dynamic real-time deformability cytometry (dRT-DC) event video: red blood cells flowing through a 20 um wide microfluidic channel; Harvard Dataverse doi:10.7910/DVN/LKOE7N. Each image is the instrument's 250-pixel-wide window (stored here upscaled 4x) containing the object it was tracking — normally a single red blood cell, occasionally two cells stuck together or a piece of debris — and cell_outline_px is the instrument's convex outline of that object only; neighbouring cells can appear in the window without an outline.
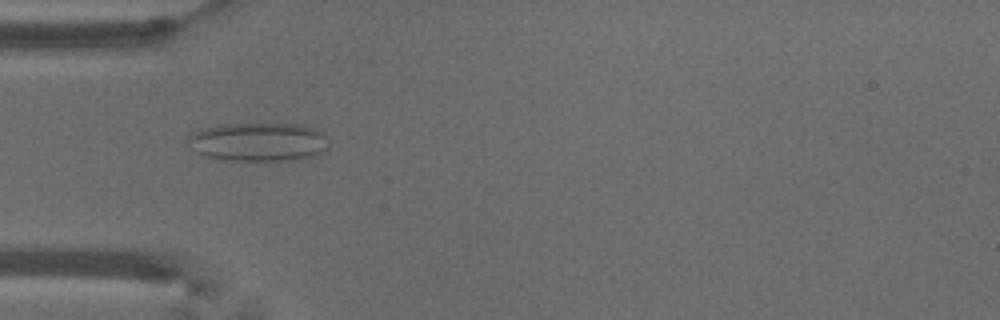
{"species": "common noctule bat (a hibernating species)", "species_latin": "Nyctalus noctula", "temperature_condition": "warm", "stored_images_in_passage": 53, "camera_frame_rate_fps": 3000, "um_per_image_px": 0.085, "animal": {"sex": "male", "body_mass_g": 18.8}, "frame": {"image": 1, "passage_image": 16, "time_ms": 5.0, "image_size_px": [1000, 320], "cell_outline_px": [[328, 148], [324, 152], [312, 156], [288, 160], [224, 160], [208, 156], [196, 152], [188, 140], [188, 136], [204, 128], [220, 124], [296, 124], [316, 128], [324, 132], [328, 144]], "centroid_in_image_um": [22.02, 12.05], "position_along_channel_um": 63.0, "area_um2": 31.5}}
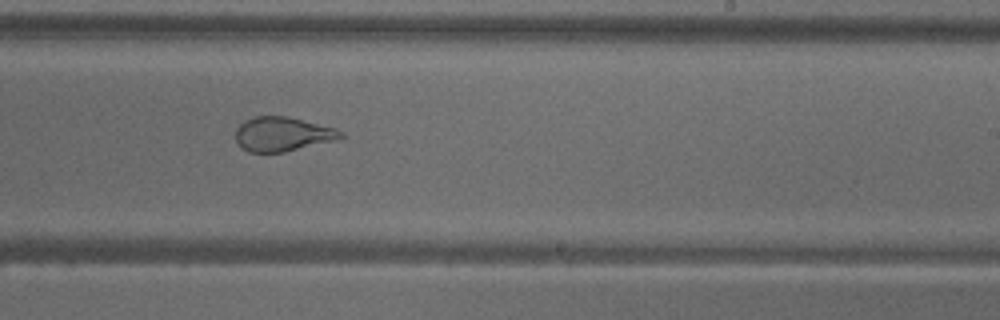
{"frame": {"image": 2, "passage_image": 32, "time_ms": 10.333, "image_size_px": [1000, 320], "cell_outline_px": [[344, 136], [332, 140], [284, 152], [248, 152], [236, 140], [236, 128], [244, 120], [256, 116], [288, 116], [336, 128], [344, 132]], "centroid_in_image_um": [24.0, 11.38], "position_along_channel_um": 265.0, "area_um2": 20.75}}
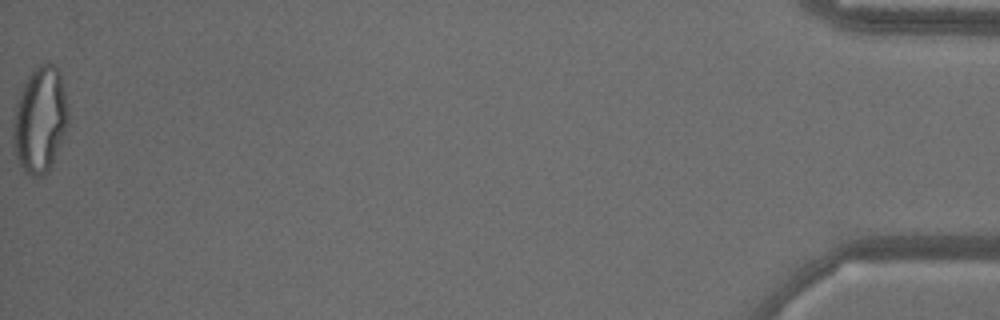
{"frame": {"image": 3, "passage_image": 53, "time_ms": 17.333, "image_size_px": [1000, 320], "cell_outline_px": [[68, 120], [60, 144], [52, 164], [44, 176], [36, 180], [24, 172], [16, 156], [12, 140], [12, 120], [20, 92], [24, 80], [40, 64], [48, 60], [56, 64], [60, 72], [68, 104]], "centroid_in_image_um": [3.39, 10.17], "position_along_channel_um": 431.8, "area_um2": 34.51}, "authors_computed_cell_mechanics": {"area_um2": 28.5532, "velocity_mm_per_s": 3.7903, "shape_relaxation_time_tau1_ms": null, "shape_relaxation_time_tau2_ms": 0.8489, "deformation_change_tau1": null, "deformation_change_tau2": 0.0878}}